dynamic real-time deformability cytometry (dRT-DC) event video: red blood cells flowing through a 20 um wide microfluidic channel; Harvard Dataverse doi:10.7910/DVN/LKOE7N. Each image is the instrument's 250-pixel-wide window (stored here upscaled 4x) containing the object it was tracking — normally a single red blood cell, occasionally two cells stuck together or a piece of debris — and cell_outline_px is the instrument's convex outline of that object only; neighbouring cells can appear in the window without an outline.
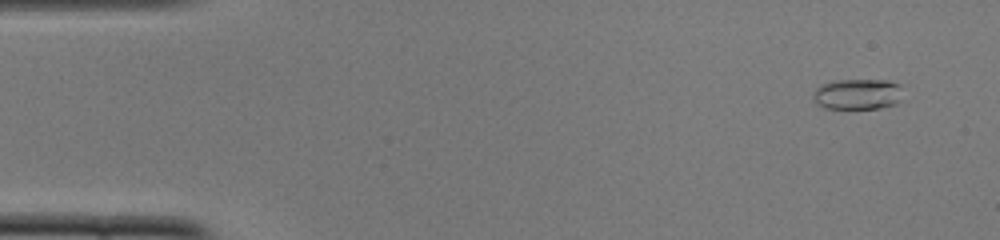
{"species": "common noctule bat (a hibernating species)", "species_latin": "Nyctalus noctula", "temperature_condition": "cold", "stored_images_in_passage": 52, "camera_frame_rate_fps": 3000, "um_per_image_px": 0.085, "animal": {"sex": "female", "body_mass_g": 22.0, "forearm_length_mm": 56.7}, "frame": {"image": 1, "passage_image": 4, "time_ms": 1.0, "image_size_px": [1000, 240], "cell_outline_px": [[900, 100], [896, 104], [880, 108], [824, 108], [816, 104], [812, 100], [812, 96], [816, 88], [820, 84], [832, 80], [888, 80], [900, 84]], "centroid_in_image_um": [72.84, 7.99], "position_along_channel_um": 12.2, "area_um2": 16.24}}
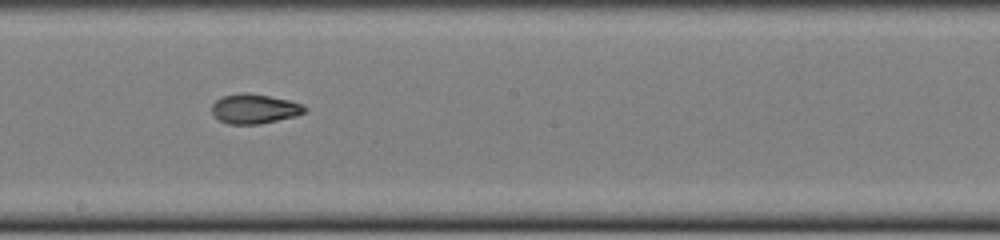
{"frame": {"image": 2, "passage_image": 29, "time_ms": 9.333, "image_size_px": [1000, 240], "cell_outline_px": [[308, 108], [304, 112], [296, 116], [260, 124], [228, 124], [220, 120], [212, 112], [212, 104], [216, 100], [224, 96], [240, 92], [248, 92], [288, 100], [304, 104]], "centroid_in_image_um": [21.65, 9.24], "position_along_channel_um": 226.6, "area_um2": 16.01}}
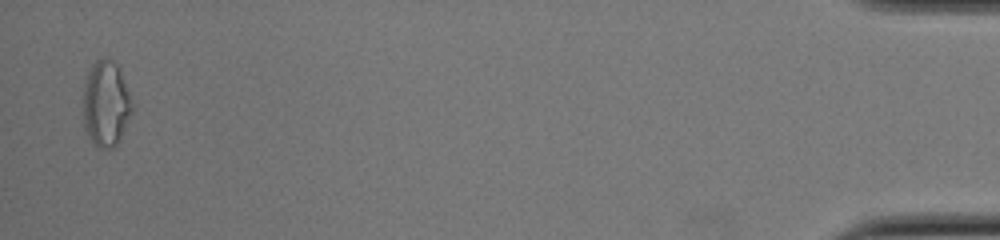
{"frame": {"image": 3, "passage_image": 51, "time_ms": 16.667, "image_size_px": [1000, 240], "cell_outline_px": [[132, 112], [120, 140], [112, 148], [100, 148], [84, 132], [84, 80], [96, 60], [100, 56], [108, 56], [116, 64], [120, 72], [128, 92], [132, 104]], "centroid_in_image_um": [8.99, 8.81], "position_along_channel_um": 426.2, "area_um2": 24.28}, "authors_computed_cell_mechanics": {"area_um2": 16.1262, "velocity_mm_per_s": 3.9269, "shape_relaxation_time_tau1_ms": null, "shape_relaxation_time_tau2_ms": 2.0841, "deformation_change_tau1": null, "deformation_change_tau2": 0.0746}}